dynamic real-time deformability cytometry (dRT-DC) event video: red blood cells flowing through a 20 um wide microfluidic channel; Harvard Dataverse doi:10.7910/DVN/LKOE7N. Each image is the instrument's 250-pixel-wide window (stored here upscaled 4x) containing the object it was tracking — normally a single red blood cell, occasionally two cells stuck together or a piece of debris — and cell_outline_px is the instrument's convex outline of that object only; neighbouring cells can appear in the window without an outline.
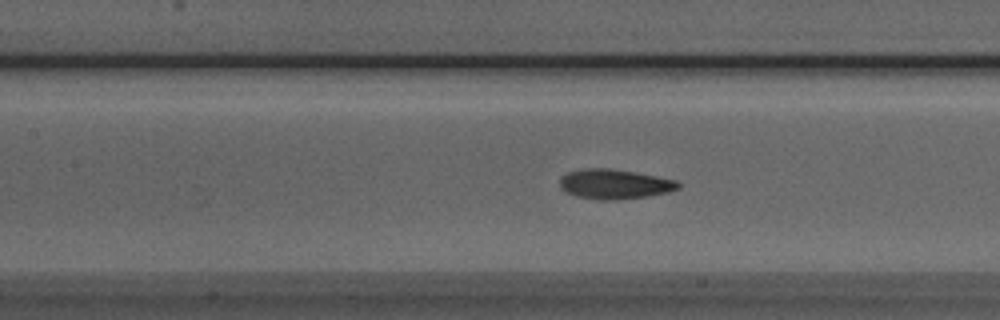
{"species": "Egyptian fruit bat (a non-hibernating species)", "species_latin": "Rousettus aegyptiacus", "temperature_condition": "room temperature", "stored_images_in_passage": 52, "camera_frame_rate_fps": 3000, "um_per_image_px": 0.085, "animal": {"sex": "male"}, "frame": {"image": 1, "passage_image": 22, "time_ms": 7.0, "image_size_px": [1000, 320], "cell_outline_px": [[680, 188], [668, 192], [644, 196], [612, 200], [600, 200], [576, 196], [560, 188], [560, 180], [568, 172], [588, 168], [608, 168], [636, 172], [676, 180], [680, 184]], "centroid_in_image_um": [52.25, 15.64], "position_along_channel_um": 155.2, "area_um2": 20.23}}
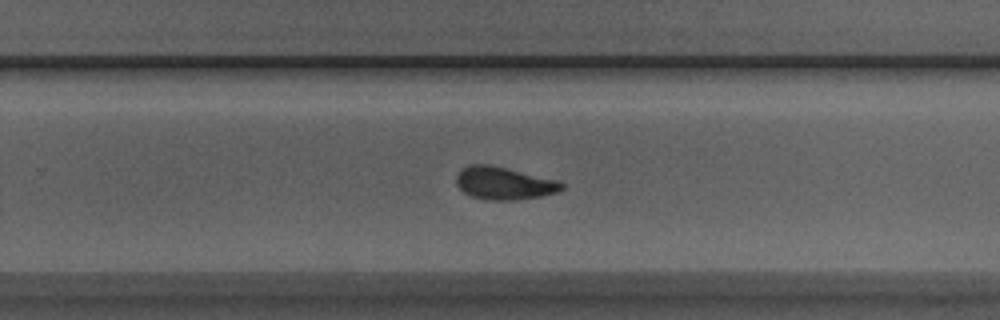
{"frame": {"image": 2, "passage_image": 32, "time_ms": 10.333, "image_size_px": [1000, 320], "cell_outline_px": [[564, 188], [556, 192], [540, 196], [516, 200], [492, 200], [472, 196], [464, 192], [456, 184], [456, 176], [468, 164], [488, 164], [508, 168], [556, 180], [564, 184]], "centroid_in_image_um": [42.83, 15.57], "position_along_channel_um": 287.0, "area_um2": 19.83}}
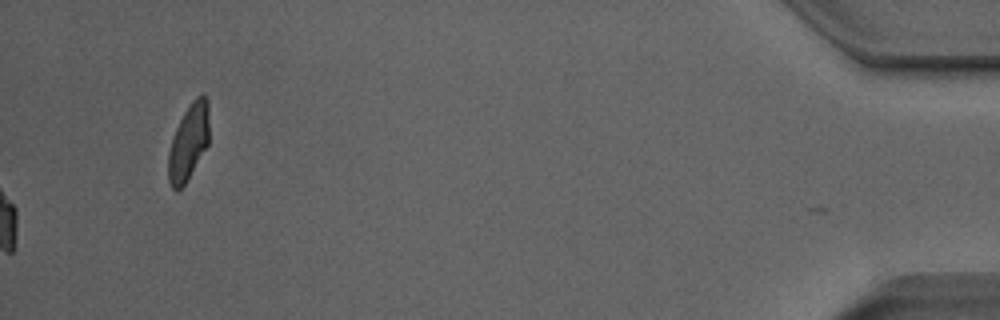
{"frame": {"image": 3, "passage_image": 52, "time_ms": 17.0, "image_size_px": [1000, 320], "cell_outline_px": [[208, 144], [184, 184], [176, 192], [172, 188], [168, 180], [168, 152], [176, 128], [184, 112], [192, 100], [200, 92], [204, 92], [208, 100]], "centroid_in_image_um": [16.03, 12.03], "position_along_channel_um": 419.2, "area_um2": 17.98}, "authors_computed_cell_mechanics": {"area_um2": 20.0566, "velocity_mm_per_s": 3.9708, "shape_relaxation_time_tau1_ms": 4.6372, "shape_relaxation_time_tau2_ms": 1.9598, "deformation_change_tau1": 0.1504, "deformation_change_tau2": 0.0725}}